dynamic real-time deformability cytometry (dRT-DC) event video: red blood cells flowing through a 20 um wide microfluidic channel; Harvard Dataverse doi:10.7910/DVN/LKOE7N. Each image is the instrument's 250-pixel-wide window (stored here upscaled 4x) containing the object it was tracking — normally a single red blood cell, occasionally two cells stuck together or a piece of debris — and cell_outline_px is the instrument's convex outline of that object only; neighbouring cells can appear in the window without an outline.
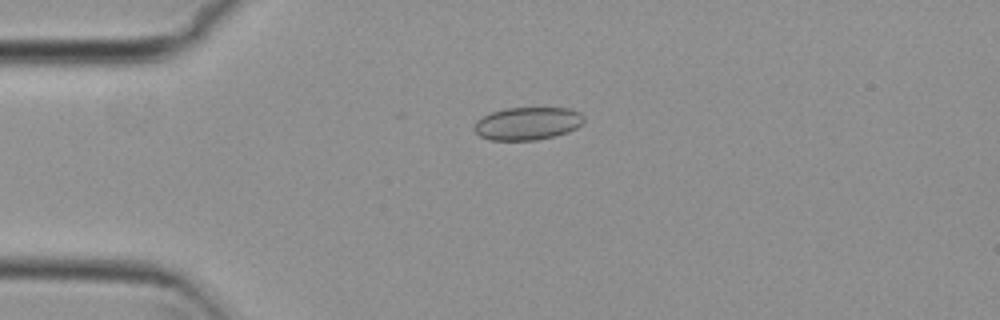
{"species": "common noctule bat (a hibernating species)", "species_latin": "Nyctalus noctula", "temperature_condition": "cold", "stored_images_in_passage": 28, "camera_frame_rate_fps": 3000, "um_per_image_px": 0.085, "animal": {"sex": "female", "body_mass_g": 29.2, "forearm_length_mm": 56.3}, "frame": {"image": 1, "passage_image": 9, "time_ms": 2.667, "image_size_px": [1000, 320], "cell_outline_px": [[584, 120], [576, 128], [568, 132], [536, 140], [488, 140], [480, 136], [472, 128], [472, 124], [476, 120], [492, 112], [504, 108], [572, 108], [580, 112], [584, 116]], "centroid_in_image_um": [44.81, 10.49], "position_along_channel_um": 40.2, "area_um2": 21.1}}
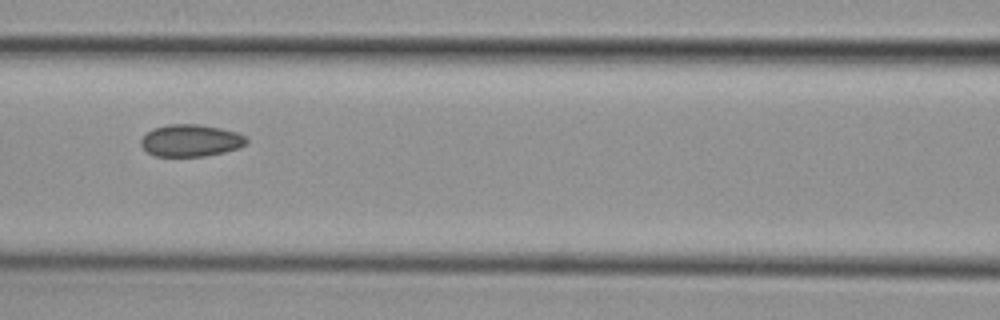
{"frame": {"image": 2, "passage_image": 20, "time_ms": 6.333, "image_size_px": [1000, 320], "cell_outline_px": [[248, 140], [240, 148], [224, 152], [204, 156], [156, 156], [148, 152], [140, 144], [140, 140], [152, 128], [168, 124], [200, 124], [220, 128], [236, 132], [244, 136]], "centroid_in_image_um": [16.2, 11.94], "position_along_channel_um": 150.4, "area_um2": 19.65}}
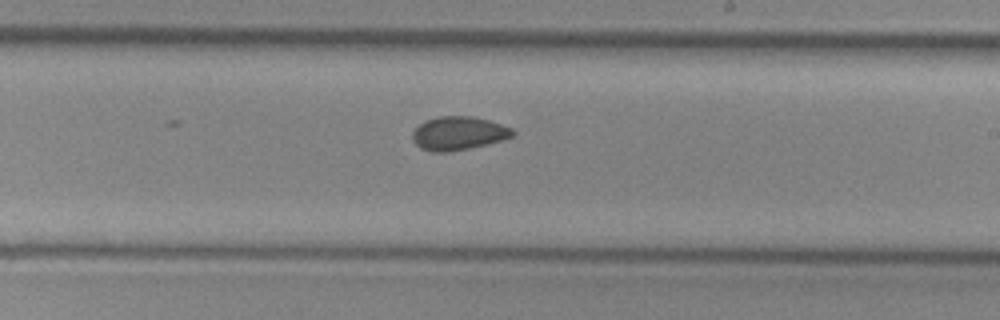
{"frame": {"image": 3, "passage_image": 28, "time_ms": 9.0, "image_size_px": [1000, 320], "cell_outline_px": [[516, 132], [512, 136], [504, 140], [468, 148], [448, 152], [432, 152], [420, 148], [412, 140], [412, 132], [424, 120], [436, 116], [472, 116], [488, 120], [512, 128]], "centroid_in_image_um": [38.95, 11.32], "position_along_channel_um": 250.1, "area_um2": 19.65}}